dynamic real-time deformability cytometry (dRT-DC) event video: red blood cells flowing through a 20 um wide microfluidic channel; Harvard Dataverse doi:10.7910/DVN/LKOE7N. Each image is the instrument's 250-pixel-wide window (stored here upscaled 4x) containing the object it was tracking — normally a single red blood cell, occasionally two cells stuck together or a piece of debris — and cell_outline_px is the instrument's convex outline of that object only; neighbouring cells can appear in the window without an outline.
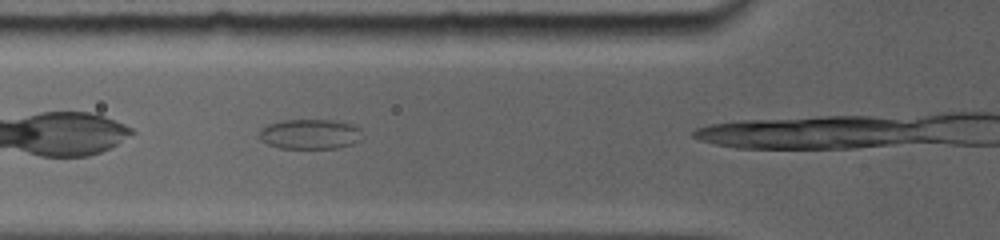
{"species": "common noctule bat (a hibernating species)", "species_latin": "Nyctalus noctula", "temperature_condition": "room temperature", "stored_images_in_passage": 23, "camera_frame_rate_fps": 5000, "um_per_image_px": 0.085, "animal": {"sex": "female", "body_mass_g": 19.0, "forearm_length_mm": 56.7}, "frame": {"image": 1, "passage_image": 5, "time_ms": 0.6, "image_size_px": [1000, 240], "cell_outline_px": [[356, 128], [348, 144], [332, 148], [280, 148], [268, 144], [260, 136], [260, 132], [268, 124], [284, 120], [332, 120], [348, 124]], "centroid_in_image_um": [26.14, 11.39], "position_along_channel_um": 99.7, "area_um2": 16.59}}
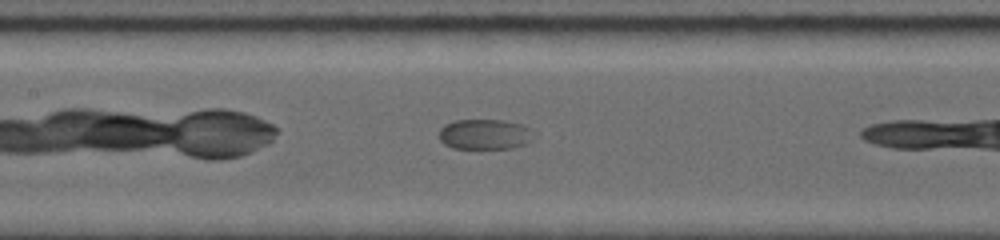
{"frame": {"image": 2, "passage_image": 11, "time_ms": 2.4, "image_size_px": [1000, 240], "cell_outline_px": [[524, 128], [520, 144], [508, 148], [452, 148], [444, 144], [440, 140], [440, 128], [444, 124], [456, 120], [500, 120], [520, 124]], "centroid_in_image_um": [40.9, 11.4], "position_along_channel_um": 166.5, "area_um2": 15.37}}